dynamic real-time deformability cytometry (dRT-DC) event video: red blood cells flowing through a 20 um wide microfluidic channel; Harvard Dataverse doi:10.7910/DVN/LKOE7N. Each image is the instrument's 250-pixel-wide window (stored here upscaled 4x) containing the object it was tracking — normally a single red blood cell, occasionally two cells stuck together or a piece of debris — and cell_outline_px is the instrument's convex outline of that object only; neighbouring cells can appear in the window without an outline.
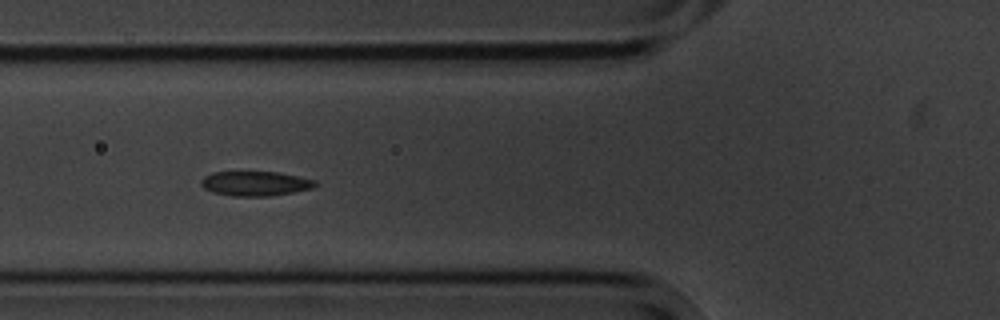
{"species": "common noctule bat (a hibernating species)", "species_latin": "Nyctalus noctula", "temperature_condition": "cold", "stored_images_in_passage": 3, "camera_frame_rate_fps": 3000, "um_per_image_px": 0.085, "animal": {"sex": "male", "body_mass_g": 20.1, "forearm_length_mm": 53.5}, "frame": {"image": 1, "passage_image": 2, "time_ms": 1.333, "image_size_px": [1000, 320], "cell_outline_px": [[320, 184], [312, 188], [272, 196], [232, 196], [212, 192], [204, 188], [200, 184], [200, 180], [204, 176], [212, 172], [276, 172], [316, 180]], "centroid_in_image_um": [21.68, 15.6], "position_along_channel_um": 104.1, "area_um2": 16.42}}
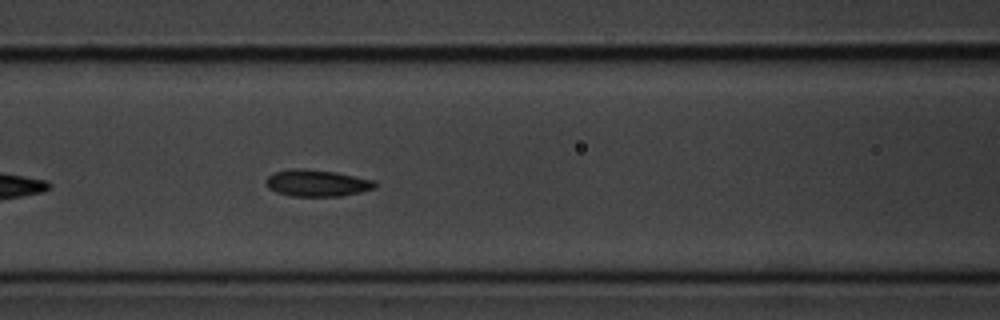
{"frame": {"image": 2, "passage_image": 3, "time_ms": 2.333, "image_size_px": [1000, 320], "cell_outline_px": [[376, 188], [360, 192], [340, 196], [292, 196], [276, 192], [268, 188], [268, 176], [276, 172], [296, 168], [304, 168], [336, 172], [376, 180]], "centroid_in_image_um": [27.0, 15.56], "position_along_channel_um": 139.6, "area_um2": 16.88}}